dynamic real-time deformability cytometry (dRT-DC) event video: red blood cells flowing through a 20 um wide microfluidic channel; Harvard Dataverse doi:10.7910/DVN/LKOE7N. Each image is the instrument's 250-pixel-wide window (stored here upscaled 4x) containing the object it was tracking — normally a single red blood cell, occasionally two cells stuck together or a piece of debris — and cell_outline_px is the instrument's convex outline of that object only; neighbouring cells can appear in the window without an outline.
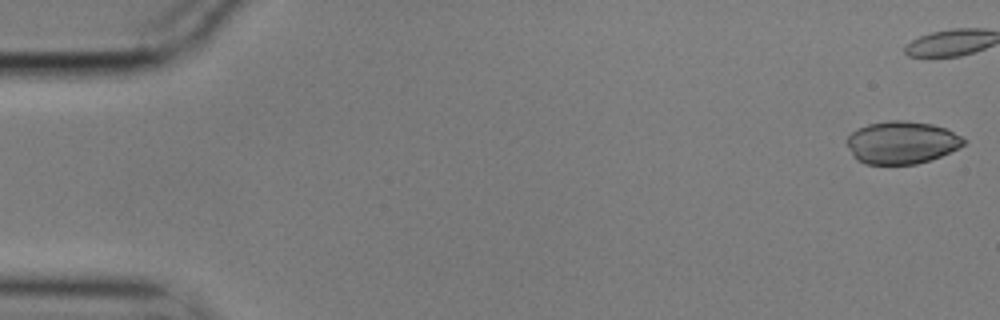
{"species": "common noctule bat (a hibernating species)", "species_latin": "Nyctalus noctula", "temperature_condition": "cold", "stored_images_in_passage": 43, "camera_frame_rate_fps": 3000, "um_per_image_px": 0.085, "animal": {"sex": "male", "body_mass_g": 17.9}, "frame": {"image": 1, "passage_image": 1, "time_ms": 0.0, "image_size_px": [1000, 320], "cell_outline_px": [[968, 140], [960, 148], [940, 156], [916, 164], [864, 164], [856, 160], [852, 156], [844, 140], [856, 128], [868, 124], [888, 120], [904, 120], [932, 124], [944, 128]], "centroid_in_image_um": [76.59, 12.11], "position_along_channel_um": 8.4, "area_um2": 29.25}}
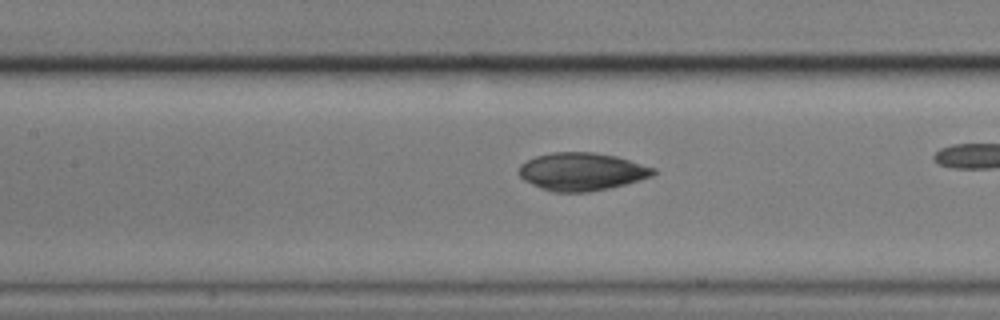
{"frame": {"image": 2, "passage_image": 25, "time_ms": 8.0, "image_size_px": [1000, 320], "cell_outline_px": [[656, 172], [652, 176], [640, 180], [608, 188], [588, 192], [552, 192], [540, 188], [524, 180], [516, 172], [520, 164], [536, 156], [552, 152], [592, 152], [616, 156], [656, 168]], "centroid_in_image_um": [49.42, 14.59], "position_along_channel_um": 158.0, "area_um2": 29.71}}